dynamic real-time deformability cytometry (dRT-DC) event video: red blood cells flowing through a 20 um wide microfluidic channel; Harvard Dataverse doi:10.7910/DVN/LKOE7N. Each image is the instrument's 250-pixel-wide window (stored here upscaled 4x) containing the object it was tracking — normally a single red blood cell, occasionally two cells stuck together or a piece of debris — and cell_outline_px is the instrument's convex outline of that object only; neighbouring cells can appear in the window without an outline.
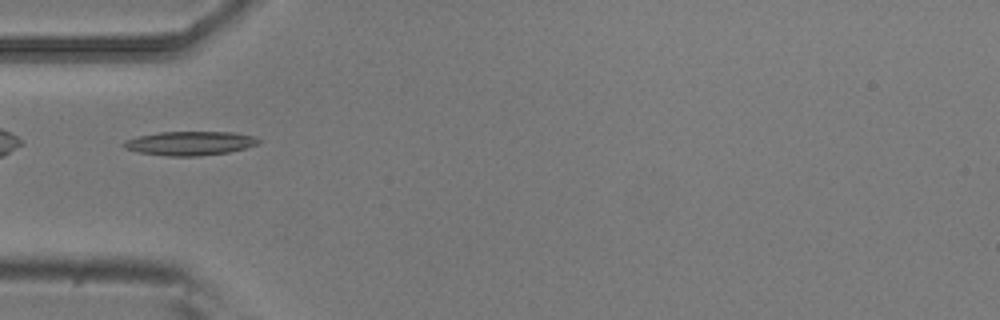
{"species": "common noctule bat (a hibernating species)", "species_latin": "Nyctalus noctula", "temperature_condition": "room temperature", "stored_images_in_passage": 6, "camera_frame_rate_fps": 3000, "um_per_image_px": 0.085, "animal": {"sex": "male", "body_mass_g": 20.5, "forearm_length_mm": 52.5}, "frame": {"image": 1, "passage_image": 5, "time_ms": 1.333, "image_size_px": [1000, 320], "cell_outline_px": [[260, 144], [228, 152], [200, 156], [168, 156], [140, 152], [124, 148], [120, 144], [124, 140], [140, 136], [160, 132], [236, 132], [256, 136], [260, 140]], "centroid_in_image_um": [16.17, 12.17], "position_along_channel_um": 68.8, "area_um2": 18.9}}
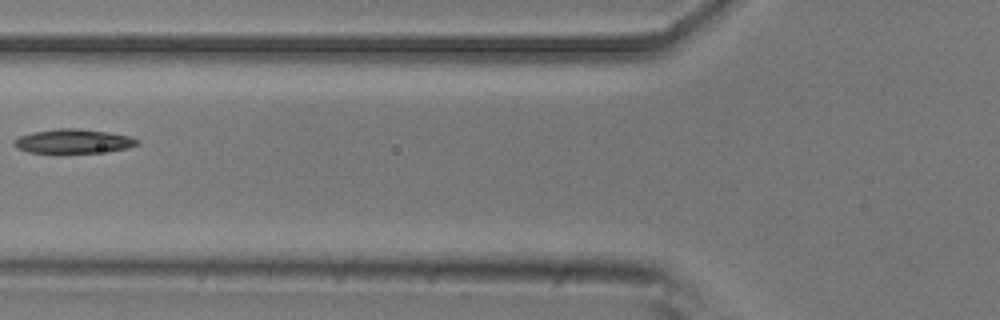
{"frame": {"image": 2, "passage_image": 6, "time_ms": 1.667, "image_size_px": [1000, 320], "cell_outline_px": [[140, 144], [128, 148], [108, 152], [28, 152], [16, 148], [16, 140], [20, 136], [32, 132], [56, 128], [76, 128], [104, 132], [128, 136], [140, 140]], "centroid_in_image_um": [6.28, 12.0], "position_along_channel_um": 119.5, "area_um2": 17.05}}